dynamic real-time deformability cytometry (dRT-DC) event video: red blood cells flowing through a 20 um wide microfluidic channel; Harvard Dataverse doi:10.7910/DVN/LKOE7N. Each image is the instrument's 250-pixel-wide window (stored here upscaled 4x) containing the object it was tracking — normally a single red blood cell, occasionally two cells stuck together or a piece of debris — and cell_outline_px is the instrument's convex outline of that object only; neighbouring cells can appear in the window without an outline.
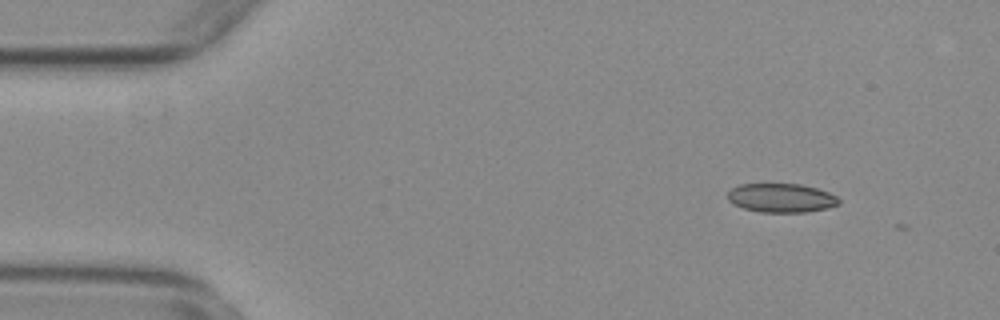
{"species": "common noctule bat (a hibernating species)", "species_latin": "Nyctalus noctula", "temperature_condition": "warm", "stored_images_in_passage": 2, "camera_frame_rate_fps": 3000, "um_per_image_px": 0.085, "animal": {"sex": "female", "body_mass_g": 29.2, "forearm_length_mm": 56.3}, "frame": {"image": 1, "passage_image": 1, "time_ms": 0.0, "image_size_px": [1000, 320], "cell_outline_px": [[840, 204], [828, 208], [808, 212], [760, 212], [744, 208], [732, 204], [728, 200], [728, 192], [732, 188], [740, 184], [800, 184], [816, 188], [828, 192], [836, 196], [840, 200]], "centroid_in_image_um": [66.41, 16.83], "position_along_channel_um": 18.6, "area_um2": 18.79}}